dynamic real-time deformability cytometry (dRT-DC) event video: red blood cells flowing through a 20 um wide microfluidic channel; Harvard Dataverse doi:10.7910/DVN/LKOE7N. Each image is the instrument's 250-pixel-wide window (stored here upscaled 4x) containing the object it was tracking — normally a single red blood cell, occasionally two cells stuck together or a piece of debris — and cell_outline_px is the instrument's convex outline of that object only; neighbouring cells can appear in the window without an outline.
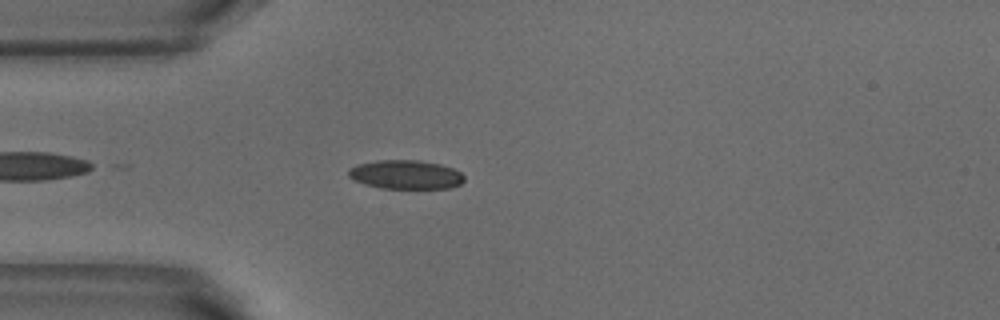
{"species": "common noctule bat (a hibernating species)", "species_latin": "Nyctalus noctula", "temperature_condition": "warm", "stored_images_in_passage": 1, "camera_frame_rate_fps": 3000, "um_per_image_px": 0.085, "animal": {"sex": "male", "body_mass_g": 18.8}, "frame": {"image": 1, "passage_image": 1, "time_ms": 0.0, "image_size_px": [1000, 320], "cell_outline_px": [[464, 180], [460, 184], [448, 188], [380, 188], [364, 184], [352, 180], [348, 176], [348, 168], [356, 164], [376, 160], [420, 160], [440, 164], [452, 168], [460, 172], [464, 176]], "centroid_in_image_um": [34.43, 14.83], "position_along_channel_um": 50.6, "area_um2": 19.65}}